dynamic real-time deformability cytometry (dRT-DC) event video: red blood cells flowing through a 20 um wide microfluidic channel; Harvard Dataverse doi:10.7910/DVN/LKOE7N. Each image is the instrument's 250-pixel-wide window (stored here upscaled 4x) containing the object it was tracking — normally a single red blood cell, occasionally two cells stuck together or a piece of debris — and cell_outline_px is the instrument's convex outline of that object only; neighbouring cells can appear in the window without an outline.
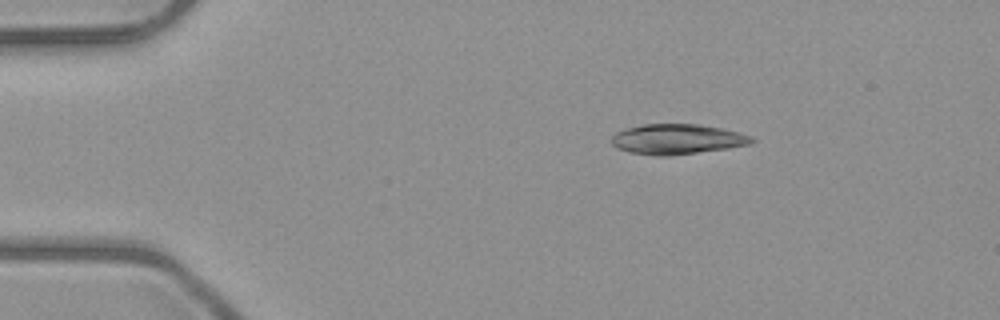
{"species": "common noctule bat (a hibernating species)", "species_latin": "Nyctalus noctula", "temperature_condition": "room temperature", "stored_images_in_passage": 5, "camera_frame_rate_fps": 3000, "um_per_image_px": 0.085, "animal": {"sex": "male", "body_mass_g": 23.1, "forearm_length_mm": 52.7}, "frame": {"image": 1, "passage_image": 5, "time_ms": 4.333, "image_size_px": [1000, 320], "cell_outline_px": [[756, 140], [748, 144], [728, 148], [668, 156], [656, 156], [628, 152], [616, 148], [612, 144], [612, 136], [616, 132], [624, 128], [644, 124], [700, 124], [720, 128], [752, 136]], "centroid_in_image_um": [57.5, 11.83], "position_along_channel_um": 27.5, "area_um2": 24.62}}